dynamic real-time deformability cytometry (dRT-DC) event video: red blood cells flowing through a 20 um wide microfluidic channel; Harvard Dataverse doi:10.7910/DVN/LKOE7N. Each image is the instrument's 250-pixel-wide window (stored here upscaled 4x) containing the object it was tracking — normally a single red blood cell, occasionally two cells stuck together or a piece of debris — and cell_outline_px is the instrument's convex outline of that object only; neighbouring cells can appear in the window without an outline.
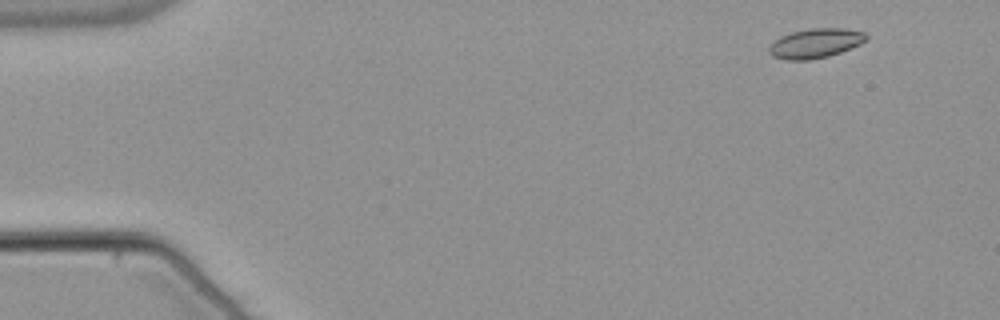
{"species": "common noctule bat (a hibernating species)", "species_latin": "Nyctalus noctula", "temperature_condition": "warm", "stored_images_in_passage": 50, "camera_frame_rate_fps": 3000, "um_per_image_px": 0.085, "animal": {"sex": "male", "body_mass_g": 21.5, "forearm_length_mm": 52.0}, "frame": {"image": 1, "passage_image": 1, "time_ms": 0.0, "image_size_px": [1000, 320], "cell_outline_px": [[868, 40], [860, 44], [840, 52], [828, 56], [808, 60], [784, 60], [772, 56], [768, 52], [768, 48], [780, 36], [792, 32], [812, 28], [844, 28], [864, 32], [868, 36]], "centroid_in_image_um": [69.32, 3.68], "position_along_channel_um": 15.7, "area_um2": 16.7}}
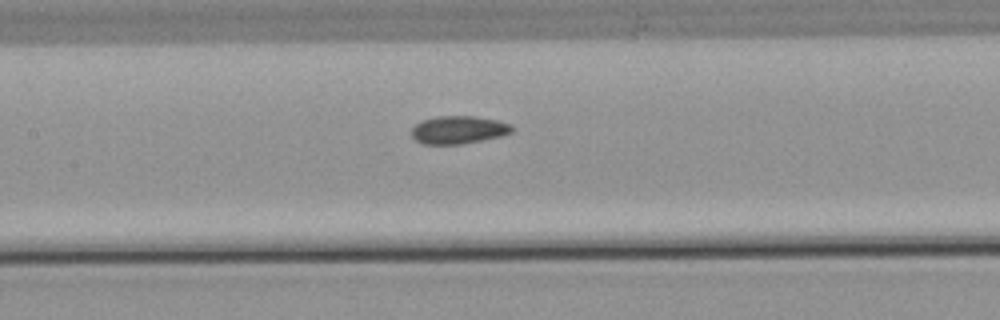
{"frame": {"image": 2, "passage_image": 22, "time_ms": 7.0, "image_size_px": [1000, 320], "cell_outline_px": [[512, 132], [500, 136], [460, 144], [424, 144], [416, 140], [412, 136], [412, 128], [416, 124], [424, 120], [436, 116], [476, 116], [496, 120], [512, 124]], "centroid_in_image_um": [38.97, 11.03], "position_along_channel_um": 168.4, "area_um2": 16.13}}
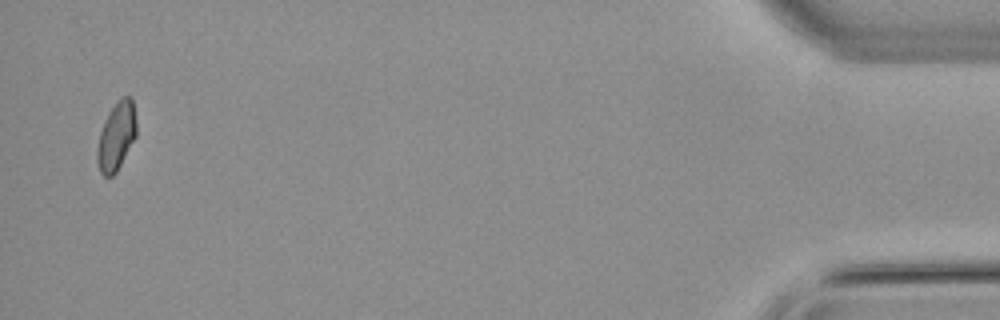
{"frame": {"image": 3, "passage_image": 49, "time_ms": 16.0, "image_size_px": [1000, 320], "cell_outline_px": [[136, 136], [116, 172], [112, 176], [104, 176], [100, 172], [96, 160], [96, 152], [100, 132], [104, 120], [116, 100], [120, 96], [132, 96], [136, 120]], "centroid_in_image_um": [9.89, 11.54], "position_along_channel_um": 425.3, "area_um2": 15.72}, "authors_computed_cell_mechanics": {"area_um2": 16.3574, "velocity_mm_per_s": 3.8145, "shape_relaxation_time_tau1_ms": null, "shape_relaxation_time_tau2_ms": 2.1456, "deformation_change_tau1": null, "deformation_change_tau2": 0.0663}}